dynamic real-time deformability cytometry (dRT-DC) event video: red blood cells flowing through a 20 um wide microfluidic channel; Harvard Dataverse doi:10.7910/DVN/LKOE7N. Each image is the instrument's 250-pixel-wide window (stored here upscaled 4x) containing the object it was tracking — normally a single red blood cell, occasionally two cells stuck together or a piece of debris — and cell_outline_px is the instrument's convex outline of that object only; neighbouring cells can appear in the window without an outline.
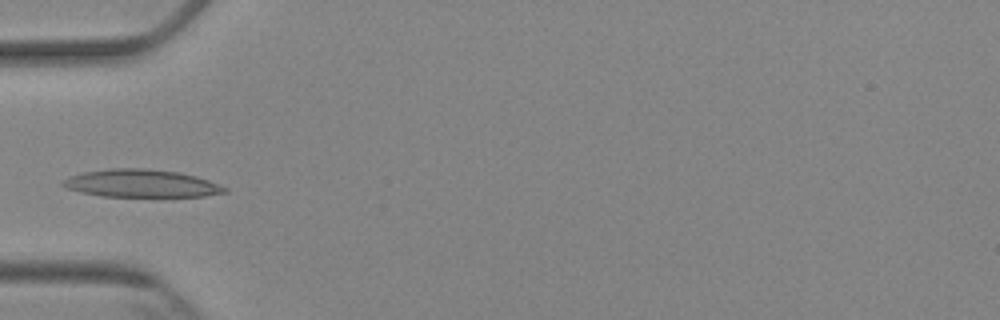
{"species": "Egyptian fruit bat (a non-hibernating species)", "species_latin": "Rousettus aegyptiacus", "temperature_condition": "cold", "stored_images_in_passage": 5, "camera_frame_rate_fps": 3000, "um_per_image_px": 0.085, "animal": {"sex": "female"}, "frame": {"image": 1, "passage_image": 5, "time_ms": 4.667, "image_size_px": [1000, 320], "cell_outline_px": [[228, 192], [204, 196], [100, 196], [80, 192], [64, 188], [60, 184], [68, 176], [84, 172], [112, 168], [144, 168], [176, 172], [196, 176], [208, 180], [228, 188]], "centroid_in_image_um": [11.97, 15.59], "position_along_channel_um": 73.0, "area_um2": 26.07}}